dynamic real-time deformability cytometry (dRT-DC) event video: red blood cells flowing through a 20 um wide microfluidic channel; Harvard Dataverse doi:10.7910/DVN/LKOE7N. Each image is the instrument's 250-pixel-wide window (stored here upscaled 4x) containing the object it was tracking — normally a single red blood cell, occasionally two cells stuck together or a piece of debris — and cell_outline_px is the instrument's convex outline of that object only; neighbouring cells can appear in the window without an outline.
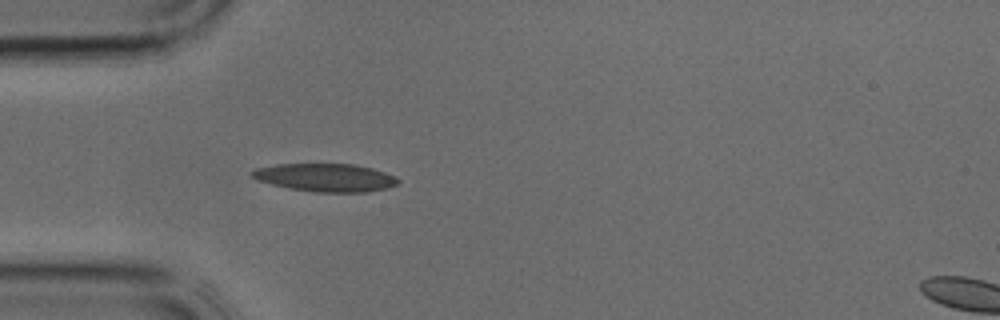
{"species": "common noctule bat (a hibernating species)", "species_latin": "Nyctalus noctula", "temperature_condition": "cold", "stored_images_in_passage": 28, "camera_frame_rate_fps": 3000, "um_per_image_px": 0.085, "animal": {"sex": "male", "body_mass_g": 17.9, "forearm_length_mm": 54.2}, "frame": {"image": 1, "passage_image": 1, "time_ms": 0.0, "image_size_px": [1000, 320], "cell_outline_px": [[400, 180], [396, 184], [388, 188], [364, 192], [312, 192], [272, 184], [256, 180], [252, 176], [252, 172], [256, 168], [276, 164], [356, 164], [372, 168], [396, 176]], "centroid_in_image_um": [27.69, 15.09], "position_along_channel_um": 57.3, "area_um2": 23.76}}
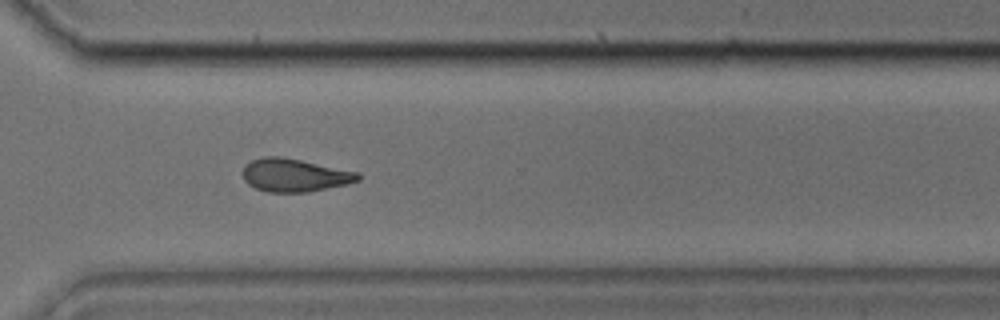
{"frame": {"image": 2, "passage_image": 18, "time_ms": 5.667, "image_size_px": [1000, 320], "cell_outline_px": [[360, 180], [348, 184], [308, 192], [268, 192], [256, 188], [248, 184], [244, 180], [244, 164], [252, 160], [264, 156], [284, 156], [360, 172]], "centroid_in_image_um": [25.07, 14.88], "position_along_channel_um": 345.5, "area_um2": 22.43}}
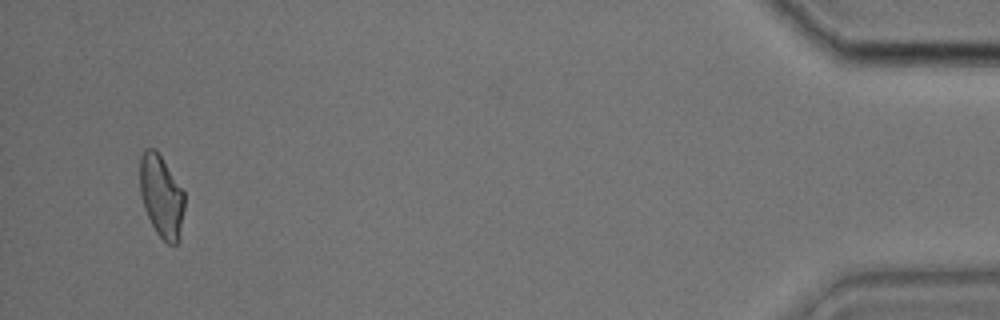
{"frame": {"image": 3, "passage_image": 27, "time_ms": 8.667, "image_size_px": [1000, 320], "cell_outline_px": [[184, 208], [176, 244], [168, 244], [156, 232], [144, 208], [140, 196], [140, 156], [144, 148], [156, 148], [184, 192]], "centroid_in_image_um": [13.68, 16.61], "position_along_channel_um": 421.5, "area_um2": 21.1}}